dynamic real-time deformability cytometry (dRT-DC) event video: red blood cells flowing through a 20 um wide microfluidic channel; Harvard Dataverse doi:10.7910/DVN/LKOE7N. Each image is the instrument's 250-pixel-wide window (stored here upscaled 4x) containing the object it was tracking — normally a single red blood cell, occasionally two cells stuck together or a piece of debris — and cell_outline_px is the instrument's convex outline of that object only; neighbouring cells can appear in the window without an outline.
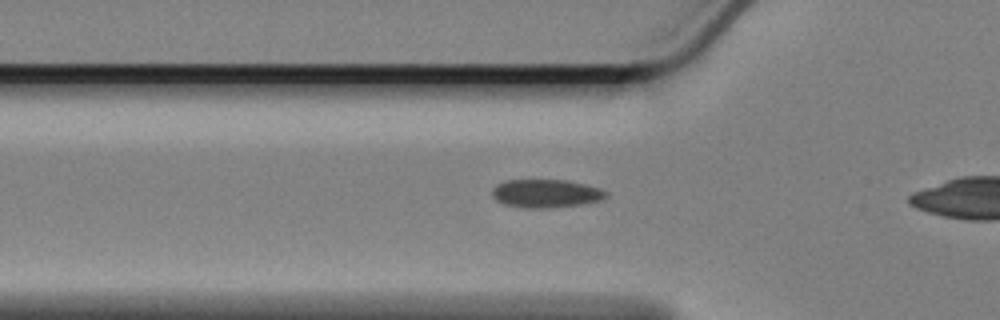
{"species": "Egyptian fruit bat (a non-hibernating species)", "species_latin": "Rousettus aegyptiacus", "temperature_condition": "cold", "stored_images_in_passage": 14, "camera_frame_rate_fps": 3000, "um_per_image_px": 0.085, "animal": {"sex": "female"}, "frame": {"image": 1, "passage_image": 12, "time_ms": 3.667, "image_size_px": [1000, 320], "cell_outline_px": [[608, 196], [600, 200], [580, 204], [548, 208], [524, 208], [504, 204], [496, 200], [492, 196], [492, 188], [496, 184], [508, 180], [564, 180], [584, 184], [600, 188], [608, 192]], "centroid_in_image_um": [46.38, 16.44], "position_along_channel_um": 79.4, "area_um2": 18.73}}